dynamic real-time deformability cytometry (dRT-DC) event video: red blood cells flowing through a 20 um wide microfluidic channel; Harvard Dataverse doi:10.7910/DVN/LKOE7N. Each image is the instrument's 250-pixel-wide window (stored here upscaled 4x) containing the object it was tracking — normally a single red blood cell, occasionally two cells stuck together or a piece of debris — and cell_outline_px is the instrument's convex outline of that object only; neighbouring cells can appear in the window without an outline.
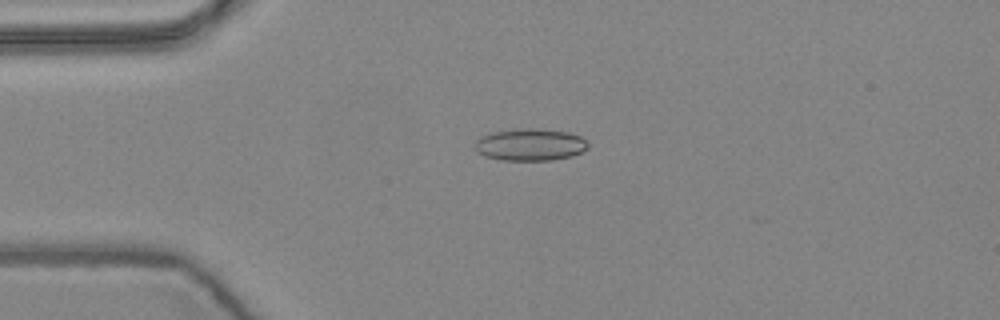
{"species": "common noctule bat (a hibernating species)", "species_latin": "Nyctalus noctula", "temperature_condition": "warm", "stored_images_in_passage": 4, "camera_frame_rate_fps": 3000, "um_per_image_px": 0.085, "animal": {"sex": "female", "body_mass_g": 24.6, "forearm_length_mm": 56.2}, "frame": {"image": 1, "passage_image": 3, "time_ms": 0.667, "image_size_px": [1000, 320], "cell_outline_px": [[588, 148], [572, 156], [552, 160], [504, 160], [484, 156], [476, 152], [476, 140], [492, 132], [520, 128], [532, 128], [568, 132], [580, 136], [588, 144]], "centroid_in_image_um": [45.07, 12.3], "position_along_channel_um": 39.9, "area_um2": 20.98}}